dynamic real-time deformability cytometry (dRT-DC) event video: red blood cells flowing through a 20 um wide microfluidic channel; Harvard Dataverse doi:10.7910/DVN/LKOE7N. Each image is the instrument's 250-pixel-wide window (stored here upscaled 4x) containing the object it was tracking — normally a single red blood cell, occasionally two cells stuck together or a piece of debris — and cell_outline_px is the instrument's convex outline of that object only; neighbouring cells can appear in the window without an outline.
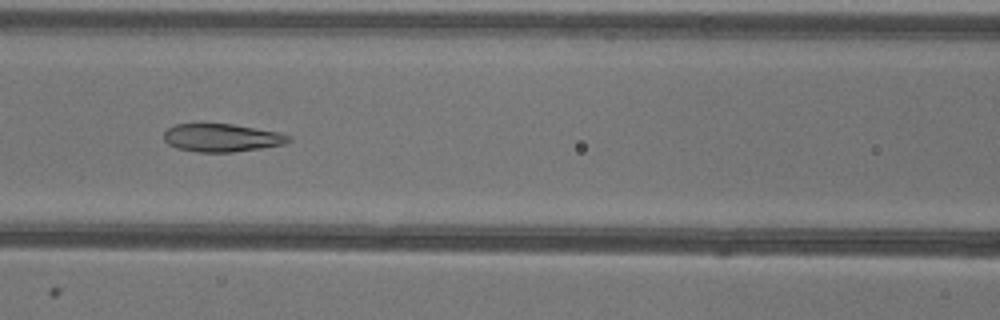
{"species": "common noctule bat (a hibernating species)", "species_latin": "Nyctalus noctula", "temperature_condition": "warm", "stored_images_in_passage": 40, "camera_frame_rate_fps": 3000, "um_per_image_px": 0.085, "animal": {"sex": "female"}, "frame": {"image": 1, "passage_image": 15, "time_ms": 4.667, "image_size_px": [1000, 320], "cell_outline_px": [[292, 140], [284, 144], [260, 148], [232, 152], [196, 152], [176, 148], [168, 144], [164, 140], [164, 132], [168, 128], [176, 124], [200, 120], [232, 124], [280, 132], [292, 136]], "centroid_in_image_um": [18.8, 11.66], "position_along_channel_um": 147.8, "area_um2": 21.21}}
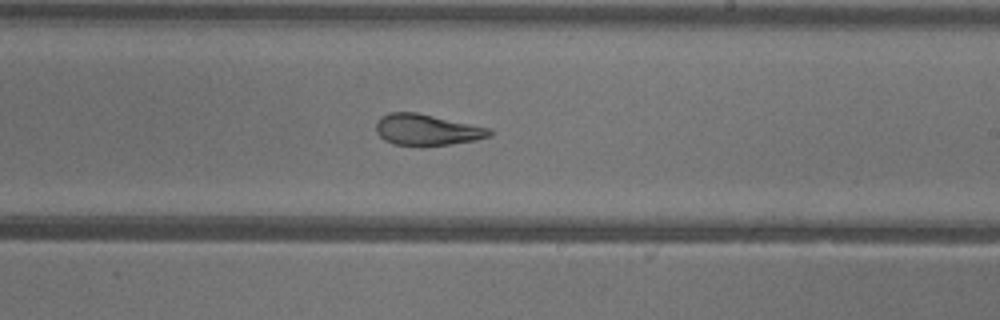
{"frame": {"image": 2, "passage_image": 23, "time_ms": 7.333, "image_size_px": [1000, 320], "cell_outline_px": [[492, 136], [476, 140], [452, 144], [392, 144], [384, 140], [376, 132], [376, 124], [380, 116], [388, 112], [416, 112], [492, 128]], "centroid_in_image_um": [36.3, 11.01], "position_along_channel_um": 252.7, "area_um2": 20.46}}
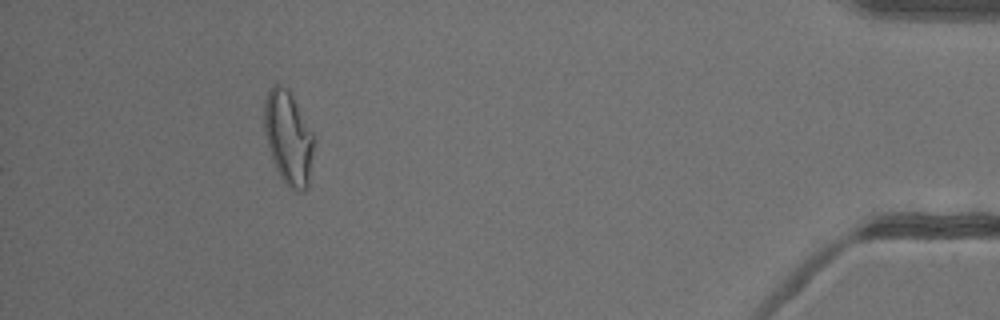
{"frame": {"image": 3, "passage_image": 40, "time_ms": 13.0, "image_size_px": [1000, 320], "cell_outline_px": [[316, 136], [308, 188], [300, 192], [296, 192], [288, 188], [280, 176], [276, 168], [268, 148], [264, 132], [264, 100], [268, 88], [272, 84], [280, 84], [288, 88]], "centroid_in_image_um": [24.53, 11.7], "position_along_channel_um": 410.7, "area_um2": 27.86}, "authors_computed_cell_mechanics": {"area_um2": 20.8658, "velocity_mm_per_s": 3.9431, "shape_relaxation_time_tau1_ms": null, "shape_relaxation_time_tau2_ms": 1.6249, "deformation_change_tau1": null, "deformation_change_tau2": 0.0791}}